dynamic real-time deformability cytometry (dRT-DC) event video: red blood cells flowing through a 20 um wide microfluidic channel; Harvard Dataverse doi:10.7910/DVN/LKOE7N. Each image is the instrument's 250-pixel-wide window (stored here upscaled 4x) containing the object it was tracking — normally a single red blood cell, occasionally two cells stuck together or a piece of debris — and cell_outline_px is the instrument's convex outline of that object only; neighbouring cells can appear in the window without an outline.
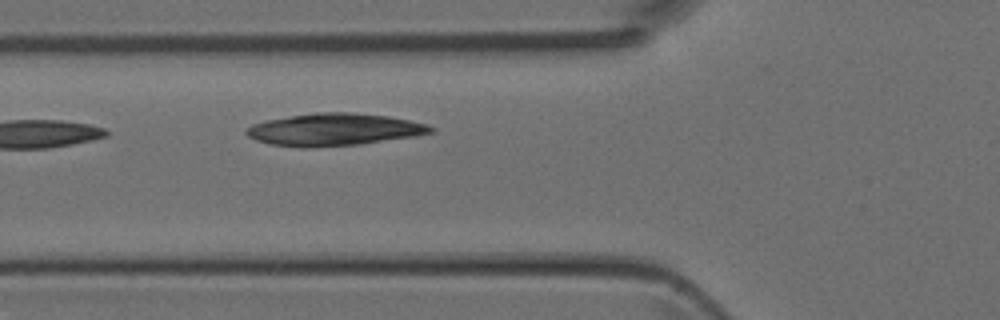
{"species": "Egyptian fruit bat (a non-hibernating species)", "species_latin": "Rousettus aegyptiacus", "temperature_condition": "room temperature", "stored_images_in_passage": 2, "camera_frame_rate_fps": 3000, "um_per_image_px": 0.085, "animal": {"sex": "female"}, "frame": {"image": 1, "passage_image": 2, "time_ms": 0.333, "image_size_px": [1000, 320], "cell_outline_px": [[436, 128], [432, 132], [412, 136], [360, 144], [308, 148], [304, 148], [268, 144], [256, 140], [248, 136], [244, 132], [252, 124], [268, 120], [316, 112], [352, 112], [388, 116], [428, 124]], "centroid_in_image_um": [28.38, 11.01], "position_along_channel_um": 97.4, "area_um2": 34.51}}